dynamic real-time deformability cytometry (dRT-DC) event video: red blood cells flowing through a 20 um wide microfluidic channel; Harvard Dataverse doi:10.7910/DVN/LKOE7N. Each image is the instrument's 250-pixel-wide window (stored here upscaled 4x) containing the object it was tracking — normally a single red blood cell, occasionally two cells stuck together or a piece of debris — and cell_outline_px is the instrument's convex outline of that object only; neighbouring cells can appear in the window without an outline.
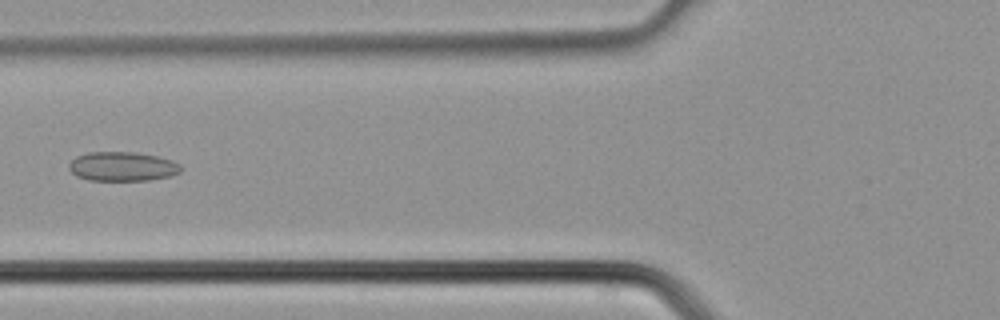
{"species": "common noctule bat (a hibernating species)", "species_latin": "Nyctalus noctula", "temperature_condition": "cold", "stored_images_in_passage": 30, "camera_frame_rate_fps": 3000, "um_per_image_px": 0.085, "animal": {"sex": "male", "body_mass_g": 21.5, "forearm_length_mm": 52.0}, "frame": {"image": 1, "passage_image": 7, "time_ms": 2.0, "image_size_px": [1000, 320], "cell_outline_px": [[184, 168], [180, 172], [172, 176], [148, 180], [88, 180], [76, 176], [68, 168], [68, 164], [76, 156], [88, 152], [136, 152], [156, 156], [172, 160], [180, 164]], "centroid_in_image_um": [10.42, 14.15], "position_along_channel_um": 115.4, "area_um2": 19.25}}
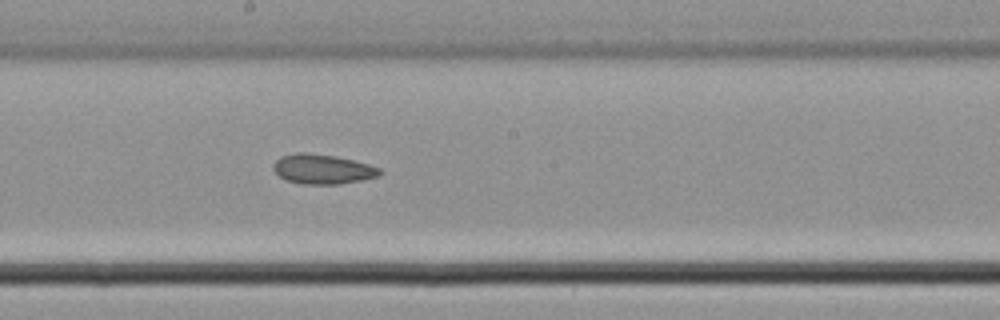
{"frame": {"image": 2, "passage_image": 13, "time_ms": 4.0, "image_size_px": [1000, 320], "cell_outline_px": [[384, 172], [380, 176], [364, 180], [340, 184], [300, 184], [288, 180], [280, 176], [272, 168], [272, 164], [280, 156], [296, 152], [304, 152], [336, 156], [368, 164], [380, 168]], "centroid_in_image_um": [27.44, 14.37], "position_along_channel_um": 220.8, "area_um2": 18.61}}
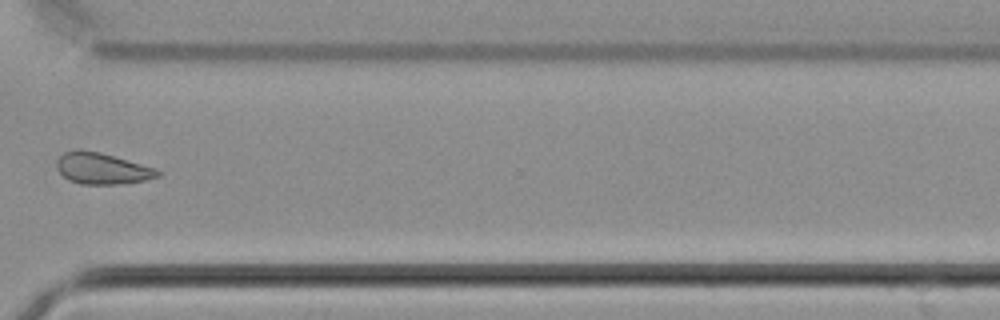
{"frame": {"image": 3, "passage_image": 21, "time_ms": 6.667, "image_size_px": [1000, 320], "cell_outline_px": [[160, 176], [144, 180], [124, 184], [80, 184], [68, 180], [56, 168], [56, 160], [64, 152], [76, 148], [80, 148], [100, 152], [156, 168], [160, 172]], "centroid_in_image_um": [8.64, 14.31], "position_along_channel_um": 362.0, "area_um2": 18.61}}